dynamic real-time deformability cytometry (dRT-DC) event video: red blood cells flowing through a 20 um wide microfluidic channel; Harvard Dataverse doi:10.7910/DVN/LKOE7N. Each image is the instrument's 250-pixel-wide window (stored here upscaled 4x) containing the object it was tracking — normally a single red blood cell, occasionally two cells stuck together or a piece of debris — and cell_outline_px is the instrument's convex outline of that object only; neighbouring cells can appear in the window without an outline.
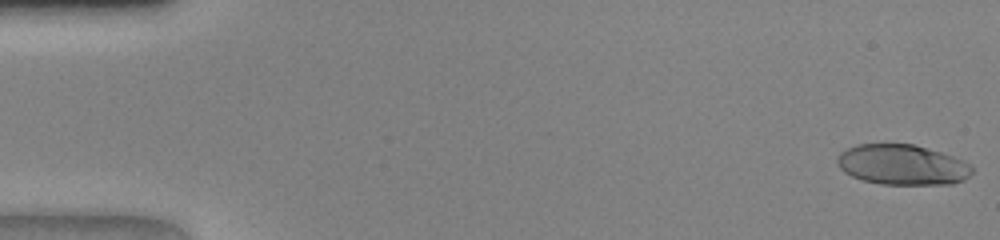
{"species": "human", "species_latin": "Homo sapiens", "temperature_condition": "warm", "stored_images_in_passage": 47, "camera_frame_rate_fps": 3000, "um_per_image_px": 0.085, "donor": {"sex": "female"}, "frame": {"image": 1, "passage_image": 1, "time_ms": 0.0, "image_size_px": [1000, 240], "cell_outline_px": [[972, 172], [964, 180], [952, 184], [880, 184], [860, 180], [844, 172], [836, 164], [836, 156], [840, 152], [856, 144], [912, 144], [928, 148], [952, 156], [968, 164], [972, 168]], "centroid_in_image_um": [76.63, 14.01], "position_along_channel_um": 8.4, "area_um2": 31.67}}
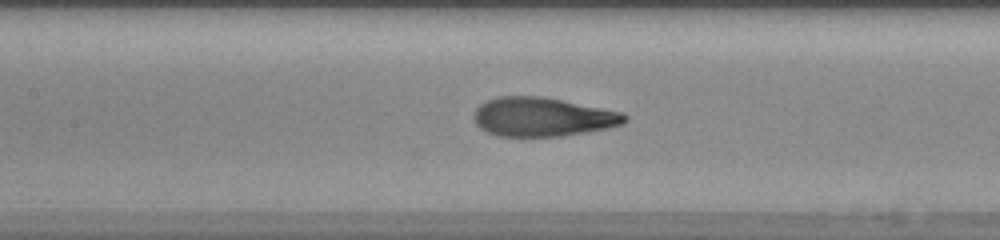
{"frame": {"image": 2, "passage_image": 22, "time_ms": 7.0, "image_size_px": [1000, 240], "cell_outline_px": [[628, 120], [624, 124], [608, 128], [560, 136], [496, 136], [480, 128], [476, 124], [476, 108], [480, 104], [496, 96], [540, 96], [624, 112], [628, 116]], "centroid_in_image_um": [46.15, 9.94], "position_along_channel_um": 161.2, "area_um2": 34.1}}
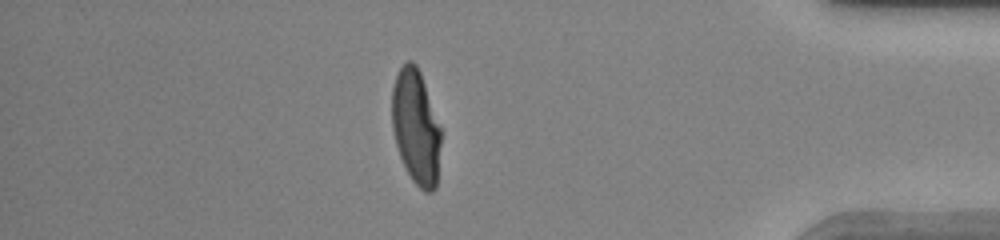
{"frame": {"image": 3, "passage_image": 41, "time_ms": 13.333, "image_size_px": [1000, 240], "cell_outline_px": [[440, 144], [436, 188], [432, 192], [424, 192], [412, 180], [400, 156], [396, 144], [392, 128], [392, 88], [396, 76], [400, 68], [408, 60], [412, 60], [416, 64], [420, 72], [440, 128]], "centroid_in_image_um": [35.34, 10.8], "position_along_channel_um": 399.9, "area_um2": 32.25}}